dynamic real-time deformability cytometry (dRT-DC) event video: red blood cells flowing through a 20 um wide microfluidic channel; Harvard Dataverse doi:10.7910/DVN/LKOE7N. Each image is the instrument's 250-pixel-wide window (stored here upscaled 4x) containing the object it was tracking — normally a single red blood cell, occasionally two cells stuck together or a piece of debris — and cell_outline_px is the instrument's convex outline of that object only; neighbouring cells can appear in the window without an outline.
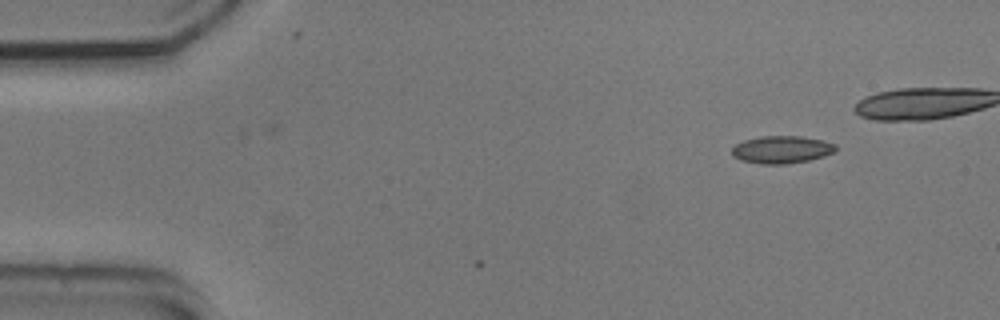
{"species": "common noctule bat (a hibernating species)", "species_latin": "Nyctalus noctula", "temperature_condition": "cold", "stored_images_in_passage": 3, "camera_frame_rate_fps": 3000, "um_per_image_px": 0.085, "animal": {"sex": "male", "body_mass_g": 20.5, "forearm_length_mm": 52.5}, "frame": {"image": 1, "passage_image": 3, "time_ms": 0.667, "image_size_px": [1000, 320], "cell_outline_px": [[836, 152], [824, 156], [808, 160], [784, 164], [760, 164], [740, 160], [732, 156], [732, 148], [736, 144], [744, 140], [760, 136], [800, 136], [820, 140], [836, 144]], "centroid_in_image_um": [66.42, 12.72], "position_along_channel_um": 18.6, "area_um2": 16.65}}